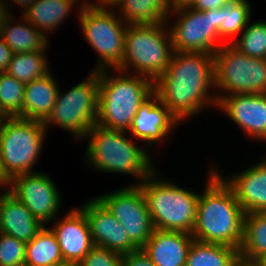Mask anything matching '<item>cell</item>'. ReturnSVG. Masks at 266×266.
Returning <instances> with one entry per match:
<instances>
[{
  "label": "cell",
  "mask_w": 266,
  "mask_h": 266,
  "mask_svg": "<svg viewBox=\"0 0 266 266\" xmlns=\"http://www.w3.org/2000/svg\"><path fill=\"white\" fill-rule=\"evenodd\" d=\"M210 89H215L214 54L207 52L173 51L167 69L154 82V93L180 123L206 106L217 107Z\"/></svg>",
  "instance_id": "cell-1"
},
{
  "label": "cell",
  "mask_w": 266,
  "mask_h": 266,
  "mask_svg": "<svg viewBox=\"0 0 266 266\" xmlns=\"http://www.w3.org/2000/svg\"><path fill=\"white\" fill-rule=\"evenodd\" d=\"M217 170L212 167L203 194L199 195L192 237L240 249L245 212Z\"/></svg>",
  "instance_id": "cell-2"
},
{
  "label": "cell",
  "mask_w": 266,
  "mask_h": 266,
  "mask_svg": "<svg viewBox=\"0 0 266 266\" xmlns=\"http://www.w3.org/2000/svg\"><path fill=\"white\" fill-rule=\"evenodd\" d=\"M118 71L111 76L108 70L98 71L99 103L96 124L128 132L139 107L154 93V82L136 74Z\"/></svg>",
  "instance_id": "cell-3"
},
{
  "label": "cell",
  "mask_w": 266,
  "mask_h": 266,
  "mask_svg": "<svg viewBox=\"0 0 266 266\" xmlns=\"http://www.w3.org/2000/svg\"><path fill=\"white\" fill-rule=\"evenodd\" d=\"M126 134L125 131L94 124L85 135L86 139L89 138L87 163L101 173L131 174L143 181L156 170L149 157L151 154L146 147L144 149L132 143Z\"/></svg>",
  "instance_id": "cell-4"
},
{
  "label": "cell",
  "mask_w": 266,
  "mask_h": 266,
  "mask_svg": "<svg viewBox=\"0 0 266 266\" xmlns=\"http://www.w3.org/2000/svg\"><path fill=\"white\" fill-rule=\"evenodd\" d=\"M157 175L155 170L134 184L143 191L154 229L192 234L200 194L170 181L157 180Z\"/></svg>",
  "instance_id": "cell-5"
},
{
  "label": "cell",
  "mask_w": 266,
  "mask_h": 266,
  "mask_svg": "<svg viewBox=\"0 0 266 266\" xmlns=\"http://www.w3.org/2000/svg\"><path fill=\"white\" fill-rule=\"evenodd\" d=\"M168 23L127 25L124 55L117 70L128 74L131 67L134 74L155 82L167 69L173 54Z\"/></svg>",
  "instance_id": "cell-6"
},
{
  "label": "cell",
  "mask_w": 266,
  "mask_h": 266,
  "mask_svg": "<svg viewBox=\"0 0 266 266\" xmlns=\"http://www.w3.org/2000/svg\"><path fill=\"white\" fill-rule=\"evenodd\" d=\"M79 3V23L84 38L99 54L96 68L92 71L117 70L124 55L127 24L113 8L110 10V7L96 6L89 2Z\"/></svg>",
  "instance_id": "cell-7"
},
{
  "label": "cell",
  "mask_w": 266,
  "mask_h": 266,
  "mask_svg": "<svg viewBox=\"0 0 266 266\" xmlns=\"http://www.w3.org/2000/svg\"><path fill=\"white\" fill-rule=\"evenodd\" d=\"M47 129L42 121L18 117L0 121V167L8 181L34 172Z\"/></svg>",
  "instance_id": "cell-8"
},
{
  "label": "cell",
  "mask_w": 266,
  "mask_h": 266,
  "mask_svg": "<svg viewBox=\"0 0 266 266\" xmlns=\"http://www.w3.org/2000/svg\"><path fill=\"white\" fill-rule=\"evenodd\" d=\"M216 97L234 94H266V59L245 55L232 44L214 53ZM221 94H218V92Z\"/></svg>",
  "instance_id": "cell-9"
},
{
  "label": "cell",
  "mask_w": 266,
  "mask_h": 266,
  "mask_svg": "<svg viewBox=\"0 0 266 266\" xmlns=\"http://www.w3.org/2000/svg\"><path fill=\"white\" fill-rule=\"evenodd\" d=\"M99 75L92 71L86 79L80 81L67 92L58 90L52 112L43 122L57 125L71 133L76 139H84L89 129L96 124L99 103Z\"/></svg>",
  "instance_id": "cell-10"
},
{
  "label": "cell",
  "mask_w": 266,
  "mask_h": 266,
  "mask_svg": "<svg viewBox=\"0 0 266 266\" xmlns=\"http://www.w3.org/2000/svg\"><path fill=\"white\" fill-rule=\"evenodd\" d=\"M170 15L177 17L169 29L173 51L214 54L225 44L218 33L219 9L199 11L189 5H182L172 8Z\"/></svg>",
  "instance_id": "cell-11"
},
{
  "label": "cell",
  "mask_w": 266,
  "mask_h": 266,
  "mask_svg": "<svg viewBox=\"0 0 266 266\" xmlns=\"http://www.w3.org/2000/svg\"><path fill=\"white\" fill-rule=\"evenodd\" d=\"M131 185L96 198L122 224L130 241L142 249L152 236L154 226L142 189Z\"/></svg>",
  "instance_id": "cell-12"
},
{
  "label": "cell",
  "mask_w": 266,
  "mask_h": 266,
  "mask_svg": "<svg viewBox=\"0 0 266 266\" xmlns=\"http://www.w3.org/2000/svg\"><path fill=\"white\" fill-rule=\"evenodd\" d=\"M8 186V191L44 226L56 218L62 201L49 175L42 172L19 174L9 181Z\"/></svg>",
  "instance_id": "cell-13"
},
{
  "label": "cell",
  "mask_w": 266,
  "mask_h": 266,
  "mask_svg": "<svg viewBox=\"0 0 266 266\" xmlns=\"http://www.w3.org/2000/svg\"><path fill=\"white\" fill-rule=\"evenodd\" d=\"M94 246L125 255L139 250L129 239L122 224L96 198L81 205Z\"/></svg>",
  "instance_id": "cell-14"
},
{
  "label": "cell",
  "mask_w": 266,
  "mask_h": 266,
  "mask_svg": "<svg viewBox=\"0 0 266 266\" xmlns=\"http://www.w3.org/2000/svg\"><path fill=\"white\" fill-rule=\"evenodd\" d=\"M217 107L246 135L266 142V94L218 96Z\"/></svg>",
  "instance_id": "cell-15"
},
{
  "label": "cell",
  "mask_w": 266,
  "mask_h": 266,
  "mask_svg": "<svg viewBox=\"0 0 266 266\" xmlns=\"http://www.w3.org/2000/svg\"><path fill=\"white\" fill-rule=\"evenodd\" d=\"M180 122L153 93L137 110L128 132L150 147L169 137Z\"/></svg>",
  "instance_id": "cell-16"
},
{
  "label": "cell",
  "mask_w": 266,
  "mask_h": 266,
  "mask_svg": "<svg viewBox=\"0 0 266 266\" xmlns=\"http://www.w3.org/2000/svg\"><path fill=\"white\" fill-rule=\"evenodd\" d=\"M51 227L59 243L65 262H80L94 247L84 212L70 210Z\"/></svg>",
  "instance_id": "cell-17"
},
{
  "label": "cell",
  "mask_w": 266,
  "mask_h": 266,
  "mask_svg": "<svg viewBox=\"0 0 266 266\" xmlns=\"http://www.w3.org/2000/svg\"><path fill=\"white\" fill-rule=\"evenodd\" d=\"M220 177L233 190L245 214L266 212V159L231 178Z\"/></svg>",
  "instance_id": "cell-18"
},
{
  "label": "cell",
  "mask_w": 266,
  "mask_h": 266,
  "mask_svg": "<svg viewBox=\"0 0 266 266\" xmlns=\"http://www.w3.org/2000/svg\"><path fill=\"white\" fill-rule=\"evenodd\" d=\"M192 234L154 229L142 250L155 266H185Z\"/></svg>",
  "instance_id": "cell-19"
},
{
  "label": "cell",
  "mask_w": 266,
  "mask_h": 266,
  "mask_svg": "<svg viewBox=\"0 0 266 266\" xmlns=\"http://www.w3.org/2000/svg\"><path fill=\"white\" fill-rule=\"evenodd\" d=\"M44 227L13 194L5 190L0 197V232L28 243Z\"/></svg>",
  "instance_id": "cell-20"
},
{
  "label": "cell",
  "mask_w": 266,
  "mask_h": 266,
  "mask_svg": "<svg viewBox=\"0 0 266 266\" xmlns=\"http://www.w3.org/2000/svg\"><path fill=\"white\" fill-rule=\"evenodd\" d=\"M52 75L50 71L26 83L22 113L18 118L42 122L48 118L60 89Z\"/></svg>",
  "instance_id": "cell-21"
},
{
  "label": "cell",
  "mask_w": 266,
  "mask_h": 266,
  "mask_svg": "<svg viewBox=\"0 0 266 266\" xmlns=\"http://www.w3.org/2000/svg\"><path fill=\"white\" fill-rule=\"evenodd\" d=\"M16 25H12V13L1 23L0 36L13 53L48 50L49 37L38 31L23 15Z\"/></svg>",
  "instance_id": "cell-22"
},
{
  "label": "cell",
  "mask_w": 266,
  "mask_h": 266,
  "mask_svg": "<svg viewBox=\"0 0 266 266\" xmlns=\"http://www.w3.org/2000/svg\"><path fill=\"white\" fill-rule=\"evenodd\" d=\"M79 0H35L22 14L38 31L48 37L49 33L61 26L68 13ZM81 1V0H80ZM86 3L87 0H82ZM76 3V4H75ZM47 33V34H45Z\"/></svg>",
  "instance_id": "cell-23"
},
{
  "label": "cell",
  "mask_w": 266,
  "mask_h": 266,
  "mask_svg": "<svg viewBox=\"0 0 266 266\" xmlns=\"http://www.w3.org/2000/svg\"><path fill=\"white\" fill-rule=\"evenodd\" d=\"M117 7L119 15L127 25L161 24L169 20L171 8L167 0H120Z\"/></svg>",
  "instance_id": "cell-24"
},
{
  "label": "cell",
  "mask_w": 266,
  "mask_h": 266,
  "mask_svg": "<svg viewBox=\"0 0 266 266\" xmlns=\"http://www.w3.org/2000/svg\"><path fill=\"white\" fill-rule=\"evenodd\" d=\"M240 258L258 262L266 256V212L244 215L243 241Z\"/></svg>",
  "instance_id": "cell-25"
},
{
  "label": "cell",
  "mask_w": 266,
  "mask_h": 266,
  "mask_svg": "<svg viewBox=\"0 0 266 266\" xmlns=\"http://www.w3.org/2000/svg\"><path fill=\"white\" fill-rule=\"evenodd\" d=\"M239 258V249L193 240L185 266H235Z\"/></svg>",
  "instance_id": "cell-26"
},
{
  "label": "cell",
  "mask_w": 266,
  "mask_h": 266,
  "mask_svg": "<svg viewBox=\"0 0 266 266\" xmlns=\"http://www.w3.org/2000/svg\"><path fill=\"white\" fill-rule=\"evenodd\" d=\"M61 249L55 234L44 226L26 243L25 263L31 266H58L64 263Z\"/></svg>",
  "instance_id": "cell-27"
},
{
  "label": "cell",
  "mask_w": 266,
  "mask_h": 266,
  "mask_svg": "<svg viewBox=\"0 0 266 266\" xmlns=\"http://www.w3.org/2000/svg\"><path fill=\"white\" fill-rule=\"evenodd\" d=\"M252 10L247 0H230L225 6L219 8L220 39L225 43H232L235 38L250 22ZM233 38V39H232ZM230 40V41H228Z\"/></svg>",
  "instance_id": "cell-28"
},
{
  "label": "cell",
  "mask_w": 266,
  "mask_h": 266,
  "mask_svg": "<svg viewBox=\"0 0 266 266\" xmlns=\"http://www.w3.org/2000/svg\"><path fill=\"white\" fill-rule=\"evenodd\" d=\"M45 50L15 53L5 72L23 83L45 76L51 71Z\"/></svg>",
  "instance_id": "cell-29"
},
{
  "label": "cell",
  "mask_w": 266,
  "mask_h": 266,
  "mask_svg": "<svg viewBox=\"0 0 266 266\" xmlns=\"http://www.w3.org/2000/svg\"><path fill=\"white\" fill-rule=\"evenodd\" d=\"M25 85L7 72H0V107L7 118L21 115Z\"/></svg>",
  "instance_id": "cell-30"
},
{
  "label": "cell",
  "mask_w": 266,
  "mask_h": 266,
  "mask_svg": "<svg viewBox=\"0 0 266 266\" xmlns=\"http://www.w3.org/2000/svg\"><path fill=\"white\" fill-rule=\"evenodd\" d=\"M231 44L247 56L266 59V21L248 22Z\"/></svg>",
  "instance_id": "cell-31"
},
{
  "label": "cell",
  "mask_w": 266,
  "mask_h": 266,
  "mask_svg": "<svg viewBox=\"0 0 266 266\" xmlns=\"http://www.w3.org/2000/svg\"><path fill=\"white\" fill-rule=\"evenodd\" d=\"M26 243L0 232V266L25 263Z\"/></svg>",
  "instance_id": "cell-32"
},
{
  "label": "cell",
  "mask_w": 266,
  "mask_h": 266,
  "mask_svg": "<svg viewBox=\"0 0 266 266\" xmlns=\"http://www.w3.org/2000/svg\"><path fill=\"white\" fill-rule=\"evenodd\" d=\"M122 254L94 246L79 262L81 266H122Z\"/></svg>",
  "instance_id": "cell-33"
},
{
  "label": "cell",
  "mask_w": 266,
  "mask_h": 266,
  "mask_svg": "<svg viewBox=\"0 0 266 266\" xmlns=\"http://www.w3.org/2000/svg\"><path fill=\"white\" fill-rule=\"evenodd\" d=\"M122 266H155L147 254L139 249L122 257Z\"/></svg>",
  "instance_id": "cell-34"
},
{
  "label": "cell",
  "mask_w": 266,
  "mask_h": 266,
  "mask_svg": "<svg viewBox=\"0 0 266 266\" xmlns=\"http://www.w3.org/2000/svg\"><path fill=\"white\" fill-rule=\"evenodd\" d=\"M230 0H192L189 6L195 10H217L225 6Z\"/></svg>",
  "instance_id": "cell-35"
},
{
  "label": "cell",
  "mask_w": 266,
  "mask_h": 266,
  "mask_svg": "<svg viewBox=\"0 0 266 266\" xmlns=\"http://www.w3.org/2000/svg\"><path fill=\"white\" fill-rule=\"evenodd\" d=\"M13 54L11 48L6 45L3 38L0 36V72L7 70Z\"/></svg>",
  "instance_id": "cell-36"
},
{
  "label": "cell",
  "mask_w": 266,
  "mask_h": 266,
  "mask_svg": "<svg viewBox=\"0 0 266 266\" xmlns=\"http://www.w3.org/2000/svg\"><path fill=\"white\" fill-rule=\"evenodd\" d=\"M9 8L10 6L6 0H0V25L11 14Z\"/></svg>",
  "instance_id": "cell-37"
},
{
  "label": "cell",
  "mask_w": 266,
  "mask_h": 266,
  "mask_svg": "<svg viewBox=\"0 0 266 266\" xmlns=\"http://www.w3.org/2000/svg\"><path fill=\"white\" fill-rule=\"evenodd\" d=\"M118 1L120 0H97V2L90 1L89 3L96 6H102V7H113ZM92 2V3H91Z\"/></svg>",
  "instance_id": "cell-38"
},
{
  "label": "cell",
  "mask_w": 266,
  "mask_h": 266,
  "mask_svg": "<svg viewBox=\"0 0 266 266\" xmlns=\"http://www.w3.org/2000/svg\"><path fill=\"white\" fill-rule=\"evenodd\" d=\"M191 1L192 0H167L171 9L182 5H189Z\"/></svg>",
  "instance_id": "cell-39"
},
{
  "label": "cell",
  "mask_w": 266,
  "mask_h": 266,
  "mask_svg": "<svg viewBox=\"0 0 266 266\" xmlns=\"http://www.w3.org/2000/svg\"><path fill=\"white\" fill-rule=\"evenodd\" d=\"M235 266H261V265L259 264V262L248 261V260L239 258Z\"/></svg>",
  "instance_id": "cell-40"
},
{
  "label": "cell",
  "mask_w": 266,
  "mask_h": 266,
  "mask_svg": "<svg viewBox=\"0 0 266 266\" xmlns=\"http://www.w3.org/2000/svg\"><path fill=\"white\" fill-rule=\"evenodd\" d=\"M15 4L19 5L21 9H27L35 0H12Z\"/></svg>",
  "instance_id": "cell-41"
},
{
  "label": "cell",
  "mask_w": 266,
  "mask_h": 266,
  "mask_svg": "<svg viewBox=\"0 0 266 266\" xmlns=\"http://www.w3.org/2000/svg\"><path fill=\"white\" fill-rule=\"evenodd\" d=\"M9 181L4 177L0 167V185H8Z\"/></svg>",
  "instance_id": "cell-42"
},
{
  "label": "cell",
  "mask_w": 266,
  "mask_h": 266,
  "mask_svg": "<svg viewBox=\"0 0 266 266\" xmlns=\"http://www.w3.org/2000/svg\"><path fill=\"white\" fill-rule=\"evenodd\" d=\"M58 266H81L78 262H64L62 264H59Z\"/></svg>",
  "instance_id": "cell-43"
},
{
  "label": "cell",
  "mask_w": 266,
  "mask_h": 266,
  "mask_svg": "<svg viewBox=\"0 0 266 266\" xmlns=\"http://www.w3.org/2000/svg\"><path fill=\"white\" fill-rule=\"evenodd\" d=\"M258 262H259V264L261 266H266V256H264L263 258H261Z\"/></svg>",
  "instance_id": "cell-44"
},
{
  "label": "cell",
  "mask_w": 266,
  "mask_h": 266,
  "mask_svg": "<svg viewBox=\"0 0 266 266\" xmlns=\"http://www.w3.org/2000/svg\"><path fill=\"white\" fill-rule=\"evenodd\" d=\"M7 118L3 113H2V110H1V107H0V121Z\"/></svg>",
  "instance_id": "cell-45"
},
{
  "label": "cell",
  "mask_w": 266,
  "mask_h": 266,
  "mask_svg": "<svg viewBox=\"0 0 266 266\" xmlns=\"http://www.w3.org/2000/svg\"><path fill=\"white\" fill-rule=\"evenodd\" d=\"M19 266H31V265H28L26 263H23V264H20Z\"/></svg>",
  "instance_id": "cell-46"
},
{
  "label": "cell",
  "mask_w": 266,
  "mask_h": 266,
  "mask_svg": "<svg viewBox=\"0 0 266 266\" xmlns=\"http://www.w3.org/2000/svg\"><path fill=\"white\" fill-rule=\"evenodd\" d=\"M4 186H7L8 187V185H0V189H2L1 187H4ZM1 195L2 194H0V197H1Z\"/></svg>",
  "instance_id": "cell-47"
}]
</instances>
